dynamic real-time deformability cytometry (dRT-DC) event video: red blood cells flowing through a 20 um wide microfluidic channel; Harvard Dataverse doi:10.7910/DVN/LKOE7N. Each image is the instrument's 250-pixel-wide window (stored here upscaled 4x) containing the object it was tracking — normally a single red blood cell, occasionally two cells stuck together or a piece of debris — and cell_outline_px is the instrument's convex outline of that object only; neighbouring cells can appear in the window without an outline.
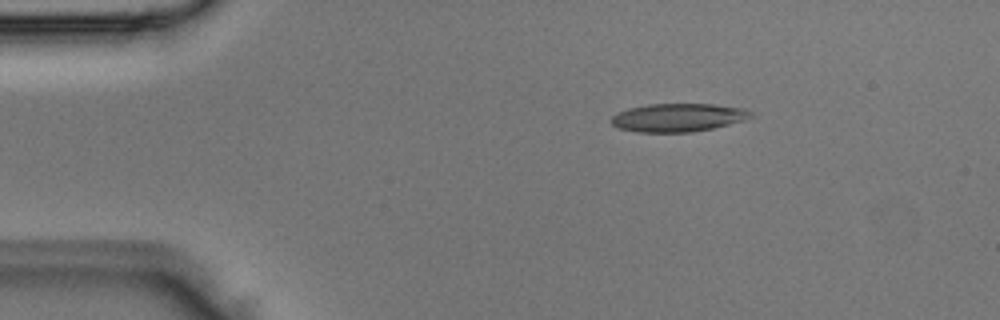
{"species": "Egyptian fruit bat (a non-hibernating species)", "species_latin": "Rousettus aegyptiacus", "temperature_condition": "room temperature", "stored_images_in_passage": 3, "camera_frame_rate_fps": 3000, "um_per_image_px": 0.085, "animal": {"sex": "male"}, "frame": {"image": 1, "passage_image": 2, "time_ms": 0.333, "image_size_px": [1000, 320], "cell_outline_px": [[752, 116], [744, 120], [712, 128], [692, 132], [636, 132], [616, 128], [608, 120], [616, 112], [628, 108], [648, 104], [716, 104], [744, 108], [752, 112]], "centroid_in_image_um": [57.57, 9.99], "position_along_channel_um": 27.4, "area_um2": 23.18}}